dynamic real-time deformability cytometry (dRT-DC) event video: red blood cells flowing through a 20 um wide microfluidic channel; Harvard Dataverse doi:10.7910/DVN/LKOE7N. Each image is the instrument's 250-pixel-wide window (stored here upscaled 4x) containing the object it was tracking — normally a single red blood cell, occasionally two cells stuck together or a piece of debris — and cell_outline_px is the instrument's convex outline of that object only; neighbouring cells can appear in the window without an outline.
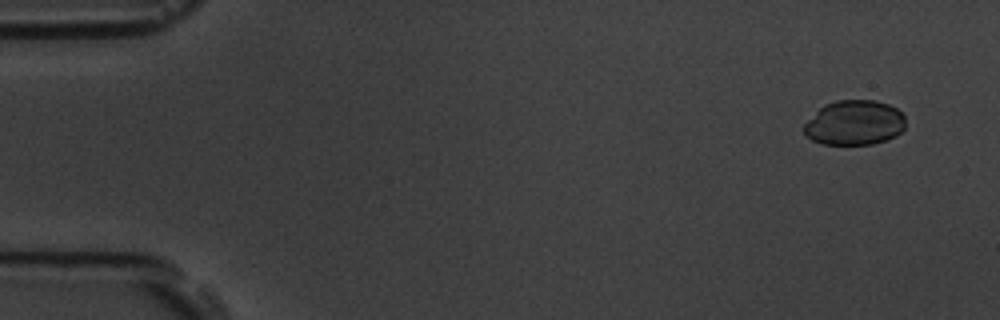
{"species": "common noctule bat (a hibernating species)", "species_latin": "Nyctalus noctula", "temperature_condition": "room temperature", "stored_images_in_passage": 56, "camera_frame_rate_fps": 3000, "um_per_image_px": 0.085, "animal": {"sex": "male", "body_mass_g": 19.5, "forearm_length_mm": 54.6}, "frame": {"image": 1, "passage_image": 2, "time_ms": 0.333, "image_size_px": [1000, 320], "cell_outline_px": [[904, 128], [896, 136], [872, 144], [824, 144], [812, 140], [804, 132], [804, 124], [824, 104], [836, 100], [872, 100], [888, 104], [896, 108], [904, 116]], "centroid_in_image_um": [72.62, 10.43], "position_along_channel_um": 12.4, "area_um2": 26.3}}
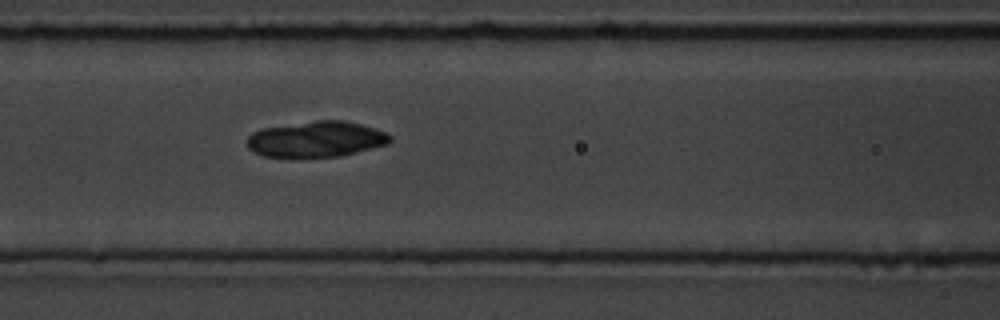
{"frame": {"image": 2, "passage_image": 23, "time_ms": 7.333, "image_size_px": [1000, 320], "cell_outline_px": [[392, 140], [388, 144], [340, 156], [264, 156], [248, 148], [248, 136], [252, 132], [260, 128], [316, 120], [344, 120], [360, 124], [384, 132], [392, 136]], "centroid_in_image_um": [26.88, 11.81], "position_along_channel_um": 139.7, "area_um2": 29.48}}
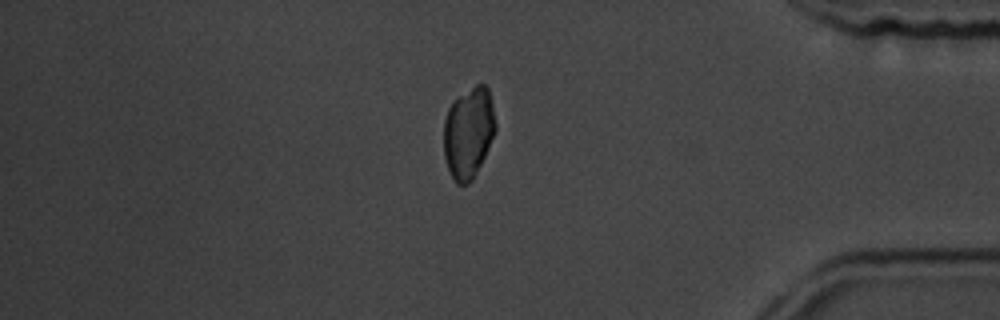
{"frame": {"image": 3, "passage_image": 47, "time_ms": 15.333, "image_size_px": [1000, 320], "cell_outline_px": [[496, 128], [484, 156], [472, 180], [468, 184], [456, 184], [448, 168], [444, 156], [444, 120], [448, 108], [460, 96], [476, 84], [484, 84], [488, 88], [492, 104], [496, 124]], "centroid_in_image_um": [39.81, 11.28], "position_along_channel_um": 395.4, "area_um2": 26.99}}